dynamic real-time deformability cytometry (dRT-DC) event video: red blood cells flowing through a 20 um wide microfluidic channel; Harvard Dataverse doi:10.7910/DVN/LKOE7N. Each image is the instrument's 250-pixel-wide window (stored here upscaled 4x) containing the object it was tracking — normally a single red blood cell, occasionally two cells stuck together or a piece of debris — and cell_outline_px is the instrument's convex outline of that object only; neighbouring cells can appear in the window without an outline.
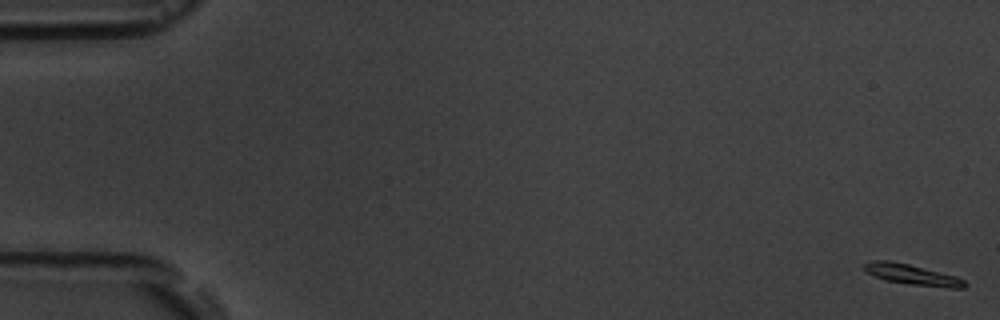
{"species": "common noctule bat (a hibernating species)", "species_latin": "Nyctalus noctula", "temperature_condition": "room temperature", "stored_images_in_passage": 6, "camera_frame_rate_fps": 3000, "um_per_image_px": 0.085, "animal": {"sex": "male", "body_mass_g": 19.5, "forearm_length_mm": 54.6}, "frame": {"image": 1, "passage_image": 1, "time_ms": 0.0, "image_size_px": [1000, 320], "cell_outline_px": [[968, 284], [964, 288], [948, 288], [912, 284], [884, 280], [872, 276], [864, 268], [864, 264], [872, 260], [888, 260], [908, 264], [956, 276], [964, 280]], "centroid_in_image_um": [77.54, 23.34], "position_along_channel_um": 7.5, "area_um2": 11.91}}
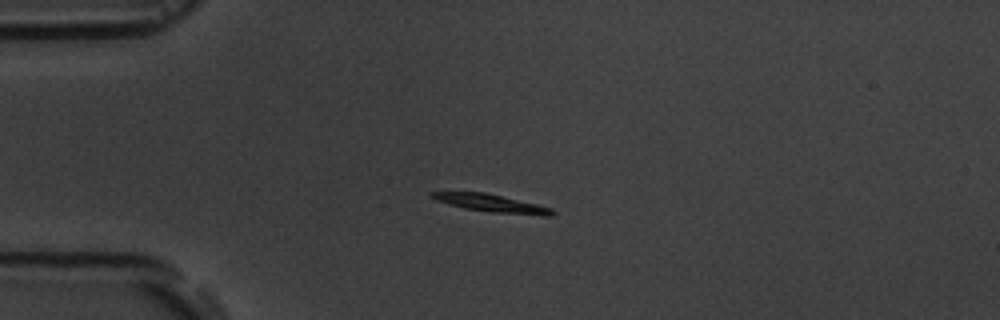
{"frame": {"image": 2, "passage_image": 5, "time_ms": 4.667, "image_size_px": [1000, 320], "cell_outline_px": [[556, 212], [552, 216], [540, 216], [492, 212], [464, 208], [448, 204], [436, 200], [428, 196], [428, 192], [484, 192], [536, 204], [552, 208]], "centroid_in_image_um": [41.77, 17.28], "position_along_channel_um": 43.2, "area_um2": 12.43}}